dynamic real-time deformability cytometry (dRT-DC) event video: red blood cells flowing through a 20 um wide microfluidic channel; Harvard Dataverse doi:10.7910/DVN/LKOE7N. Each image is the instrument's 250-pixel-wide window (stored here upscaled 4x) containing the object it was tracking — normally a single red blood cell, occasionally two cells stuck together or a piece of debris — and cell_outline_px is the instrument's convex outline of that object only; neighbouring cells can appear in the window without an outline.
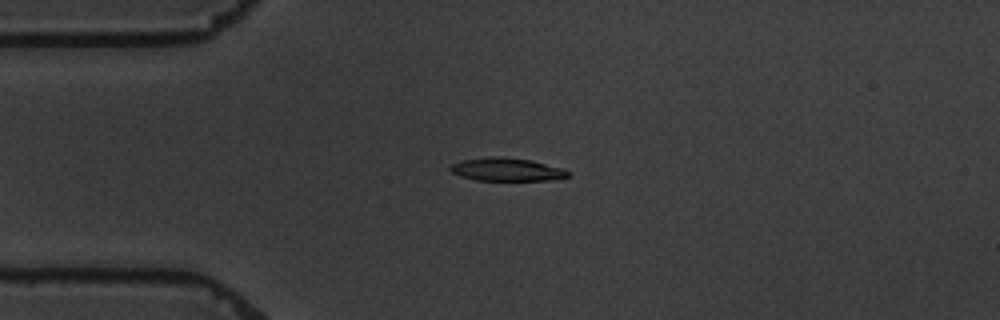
{"species": "common noctule bat (a hibernating species)", "species_latin": "Nyctalus noctula", "temperature_condition": "warm", "stored_images_in_passage": 4, "camera_frame_rate_fps": 3000, "um_per_image_px": 0.085, "animal": {"sex": "male", "body_mass_g": 19.5, "forearm_length_mm": 54.6}, "frame": {"image": 1, "passage_image": 4, "time_ms": 3.667, "image_size_px": [1000, 320], "cell_outline_px": [[568, 176], [560, 180], [476, 180], [460, 176], [452, 172], [448, 168], [452, 164], [460, 160], [492, 156], [532, 160], [564, 168], [568, 172]], "centroid_in_image_um": [43.08, 14.41], "position_along_channel_um": 41.9, "area_um2": 15.9}}